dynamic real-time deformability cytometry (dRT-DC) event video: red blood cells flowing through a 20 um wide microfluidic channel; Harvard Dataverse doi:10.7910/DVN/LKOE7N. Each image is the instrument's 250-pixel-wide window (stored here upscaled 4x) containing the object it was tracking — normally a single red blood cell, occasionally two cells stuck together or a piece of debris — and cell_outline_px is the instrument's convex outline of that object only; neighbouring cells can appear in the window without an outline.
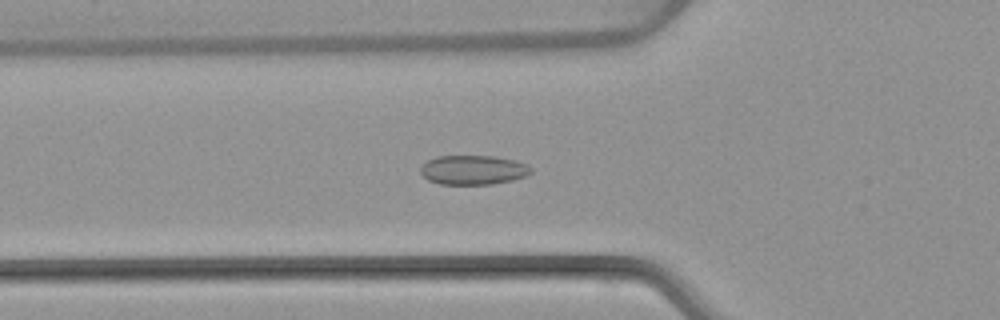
{"species": "common noctule bat (a hibernating species)", "species_latin": "Nyctalus noctula", "temperature_condition": "warm", "stored_images_in_passage": 52, "camera_frame_rate_fps": 3000, "um_per_image_px": 0.085, "animal": {"sex": "female", "body_mass_g": 22.7, "forearm_length_mm": 54.2}, "frame": {"image": 1, "passage_image": 18, "time_ms": 5.667, "image_size_px": [1000, 320], "cell_outline_px": [[532, 172], [524, 176], [512, 180], [492, 184], [440, 184], [428, 180], [420, 172], [420, 168], [428, 160], [436, 156], [496, 156], [516, 160], [528, 164], [532, 168]], "centroid_in_image_um": [40.24, 14.44], "position_along_channel_um": 85.6, "area_um2": 18.96}}
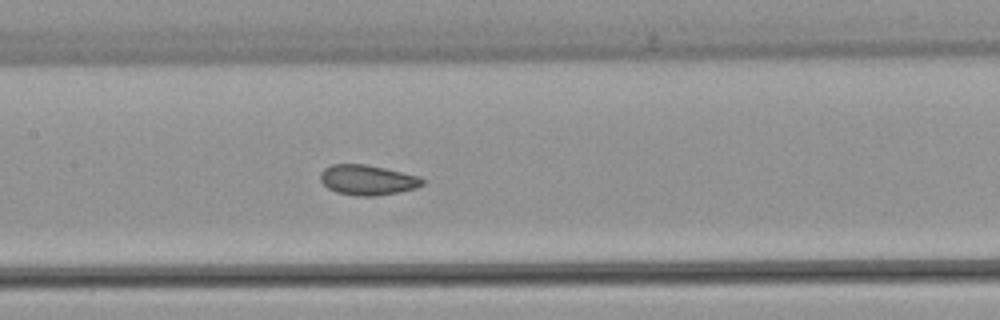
{"frame": {"image": 2, "passage_image": 25, "time_ms": 8.0, "image_size_px": [1000, 320], "cell_outline_px": [[424, 184], [416, 188], [400, 192], [376, 196], [356, 196], [336, 192], [328, 188], [320, 180], [320, 172], [324, 168], [332, 164], [364, 164], [384, 168], [420, 176], [424, 180]], "centroid_in_image_um": [31.24, 15.3], "position_along_channel_um": 176.2, "area_um2": 18.03}}
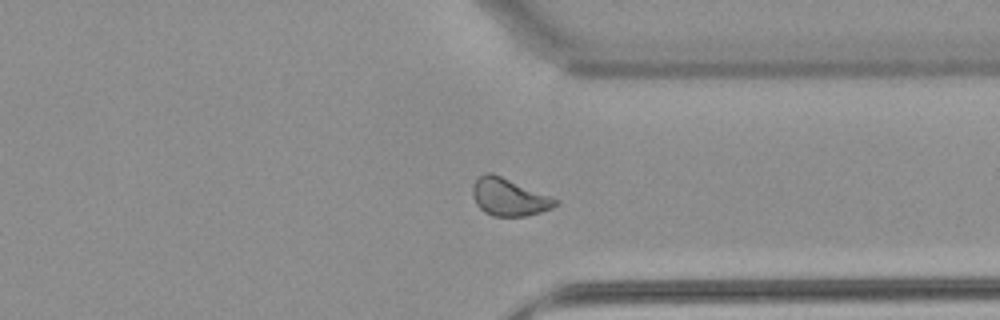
{"frame": {"image": 3, "passage_image": 40, "time_ms": 13.0, "image_size_px": [1000, 320], "cell_outline_px": [[560, 200], [552, 208], [528, 216], [492, 216], [484, 212], [476, 204], [472, 196], [472, 184], [480, 176], [488, 172], [492, 172]], "centroid_in_image_um": [43.24, 16.75], "position_along_channel_um": 368.2, "area_um2": 18.09}, "authors_computed_cell_mechanics": {"area_um2": 18.5249, "velocity_mm_per_s": 3.8561, "shape_relaxation_time_tau1_ms": null, "shape_relaxation_time_tau2_ms": 0.8806, "deformation_change_tau1": null, "deformation_change_tau2": 0.0637}}